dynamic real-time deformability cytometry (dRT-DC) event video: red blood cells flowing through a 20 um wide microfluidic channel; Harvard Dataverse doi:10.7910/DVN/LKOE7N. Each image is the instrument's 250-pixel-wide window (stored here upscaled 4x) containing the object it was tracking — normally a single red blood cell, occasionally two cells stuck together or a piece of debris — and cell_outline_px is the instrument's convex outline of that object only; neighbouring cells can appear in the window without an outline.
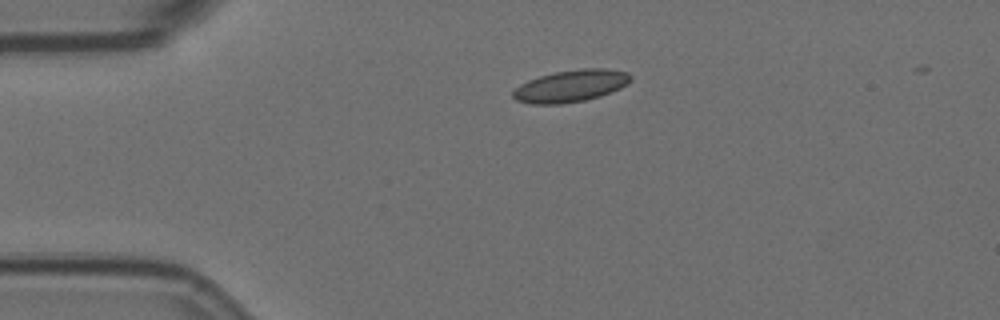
{"species": "Egyptian fruit bat (a non-hibernating species)", "species_latin": "Rousettus aegyptiacus", "temperature_condition": "room temperature", "stored_images_in_passage": 4, "camera_frame_rate_fps": 3000, "um_per_image_px": 0.085, "animal": {"sex": "female"}, "frame": {"image": 1, "passage_image": 4, "time_ms": 1.0, "image_size_px": [1000, 320], "cell_outline_px": [[632, 80], [628, 84], [620, 88], [600, 96], [584, 100], [560, 104], [532, 104], [516, 100], [512, 96], [512, 92], [520, 84], [528, 80], [540, 76], [556, 72], [580, 68], [604, 68], [628, 72], [632, 76]], "centroid_in_image_um": [48.53, 7.3], "position_along_channel_um": 36.5, "area_um2": 21.96}}